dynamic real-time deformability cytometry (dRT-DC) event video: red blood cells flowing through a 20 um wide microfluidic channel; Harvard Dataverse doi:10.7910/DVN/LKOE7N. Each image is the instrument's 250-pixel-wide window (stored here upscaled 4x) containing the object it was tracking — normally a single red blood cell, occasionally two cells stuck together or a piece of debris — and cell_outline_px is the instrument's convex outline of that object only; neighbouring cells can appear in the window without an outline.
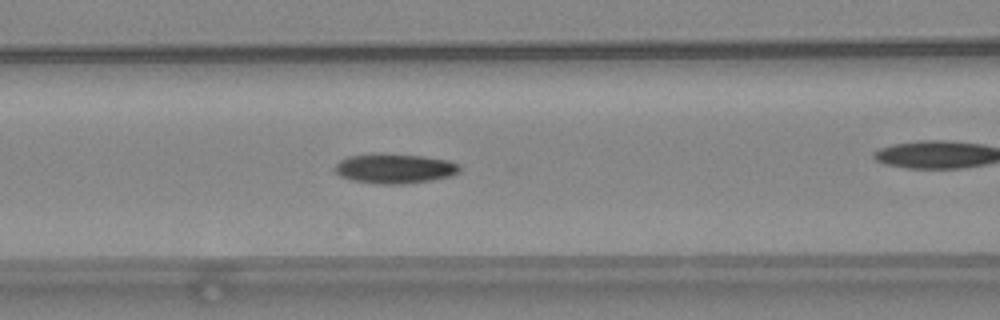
{"species": "common noctule bat (a hibernating species)", "species_latin": "Nyctalus noctula", "temperature_condition": "warm", "stored_images_in_passage": 37, "camera_frame_rate_fps": 3000, "um_per_image_px": 0.085, "animal": {"sex": "female", "body_mass_g": 24.6, "forearm_length_mm": 56.2}, "frame": {"image": 1, "passage_image": 18, "time_ms": 5.667, "image_size_px": [1000, 320], "cell_outline_px": [[460, 172], [452, 176], [432, 180], [404, 184], [380, 184], [352, 180], [340, 176], [332, 172], [332, 168], [340, 160], [348, 156], [380, 152], [420, 156], [448, 160], [460, 164]], "centroid_in_image_um": [33.51, 14.32], "position_along_channel_um": 133.1, "area_um2": 22.08}}
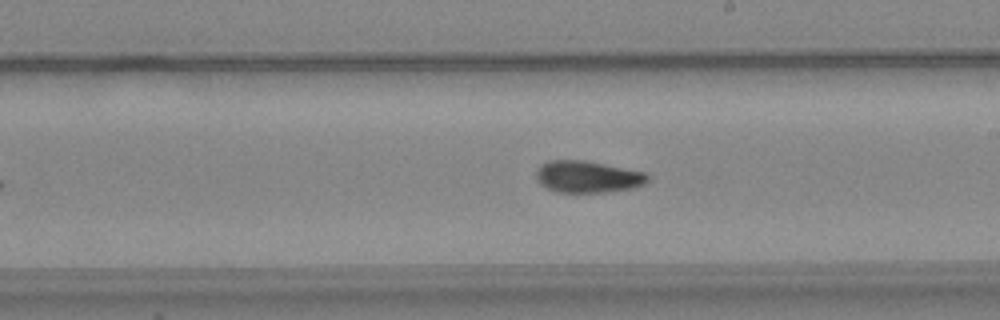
{"frame": {"image": 2, "passage_image": 26, "time_ms": 8.333, "image_size_px": [1000, 320], "cell_outline_px": [[652, 176], [644, 184], [636, 188], [608, 192], [556, 192], [540, 184], [536, 180], [536, 168], [540, 164], [548, 160], [584, 160], [648, 172]], "centroid_in_image_um": [49.98, 15.02], "position_along_channel_um": 239.0, "area_um2": 21.15}}
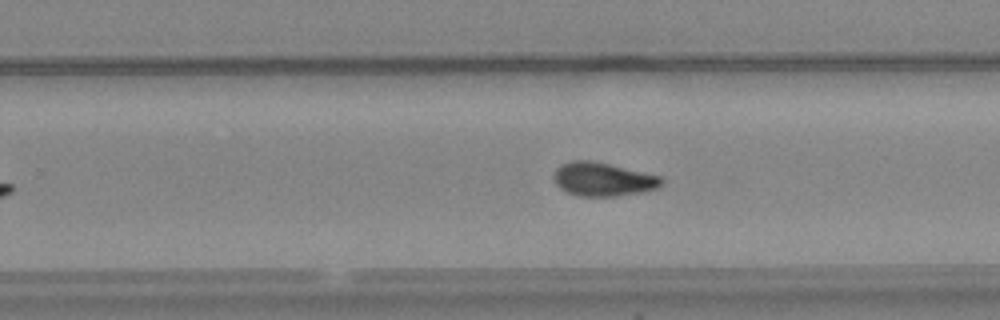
{"frame": {"image": 3, "passage_image": 29, "time_ms": 9.333, "image_size_px": [1000, 320], "cell_outline_px": [[664, 180], [656, 188], [640, 192], [616, 196], [580, 196], [568, 192], [560, 188], [556, 184], [552, 176], [556, 168], [560, 164], [572, 160], [588, 160], [608, 164], [660, 176]], "centroid_in_image_um": [51.19, 15.23], "position_along_channel_um": 278.6, "area_um2": 20.87}}